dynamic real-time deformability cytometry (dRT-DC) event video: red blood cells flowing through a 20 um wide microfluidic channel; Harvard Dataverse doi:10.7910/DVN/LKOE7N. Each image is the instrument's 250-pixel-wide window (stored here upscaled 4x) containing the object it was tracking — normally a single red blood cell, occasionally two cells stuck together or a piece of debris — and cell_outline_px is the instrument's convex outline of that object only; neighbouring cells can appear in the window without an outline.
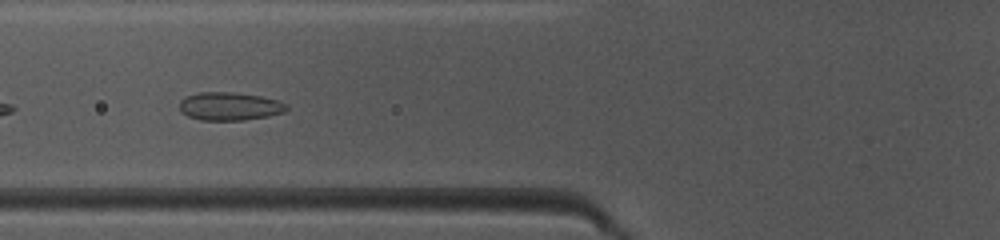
{"species": "common noctule bat (a hibernating species)", "species_latin": "Nyctalus noctula", "temperature_condition": "warm", "stored_images_in_passage": 38, "camera_frame_rate_fps": 3000, "um_per_image_px": 0.085, "animal": {"sex": "female", "body_mass_g": 10.0, "forearm_length_mm": 53.1}, "frame": {"image": 1, "passage_image": 8, "time_ms": 2.333, "image_size_px": [1000, 240], "cell_outline_px": [[288, 108], [284, 112], [268, 116], [244, 120], [200, 120], [188, 116], [180, 112], [180, 100], [184, 96], [200, 92], [232, 92], [260, 96], [280, 100], [288, 104]], "centroid_in_image_um": [19.52, 9.03], "position_along_channel_um": 106.3, "area_um2": 17.74}}
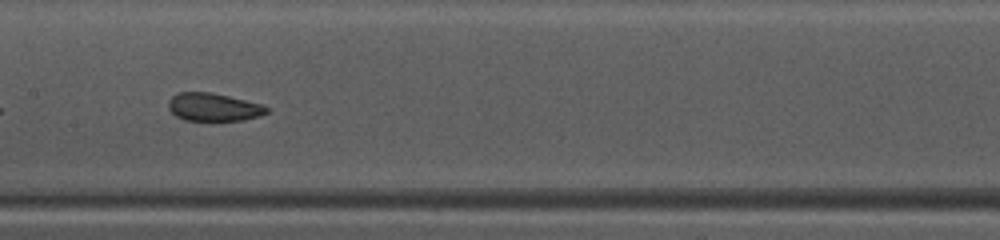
{"frame": {"image": 2, "passage_image": 14, "time_ms": 4.333, "image_size_px": [1000, 240], "cell_outline_px": [[268, 112], [260, 116], [244, 120], [208, 124], [184, 120], [176, 116], [168, 108], [168, 100], [172, 96], [180, 92], [212, 92], [260, 104], [268, 108]], "centroid_in_image_um": [18.12, 9.16], "position_along_channel_um": 189.3, "area_um2": 16.76}}
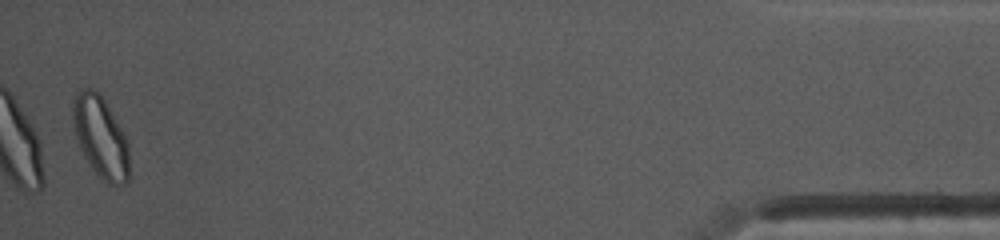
{"frame": {"image": 3, "passage_image": 37, "time_ms": 12.0, "image_size_px": [1000, 240], "cell_outline_px": [[128, 180], [124, 184], [108, 184], [92, 168], [80, 148], [76, 136], [72, 120], [72, 100], [76, 92], [80, 88], [92, 88], [104, 100], [120, 128], [128, 144]], "centroid_in_image_um": [8.51, 11.62], "position_along_channel_um": 426.7, "area_um2": 26.18}, "authors_computed_cell_mechanics": {"area_um2": 17.6001, "velocity_mm_per_s": 4.1225, "shape_relaxation_time_tau1_ms": 6.7986, "shape_relaxation_time_tau2_ms": 1.0119, "deformation_change_tau1": 0.1179, "deformation_change_tau2": 0.0633}}